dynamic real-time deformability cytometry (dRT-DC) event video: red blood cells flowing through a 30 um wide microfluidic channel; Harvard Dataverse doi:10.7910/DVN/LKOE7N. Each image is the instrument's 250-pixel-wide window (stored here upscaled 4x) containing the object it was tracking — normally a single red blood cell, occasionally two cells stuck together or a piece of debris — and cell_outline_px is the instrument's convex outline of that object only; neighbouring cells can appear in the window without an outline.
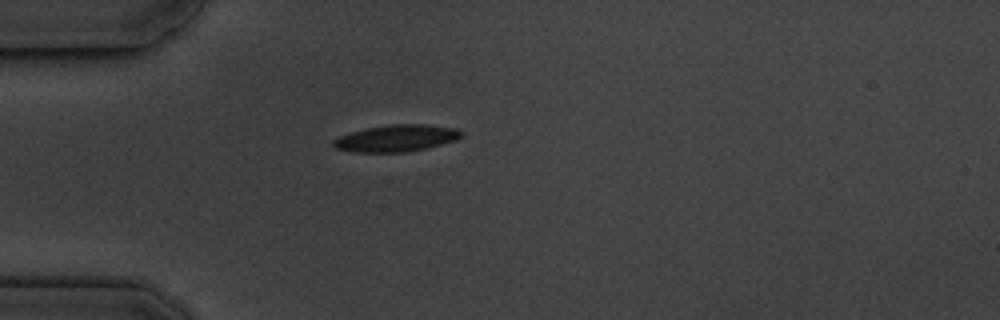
{"species": "common noctule bat (a hibernating species)", "species_latin": "Nyctalus noctula", "temperature_condition": "cold", "stored_images_in_passage": 1, "camera_frame_rate_fps": 3000, "um_per_image_px": 0.085, "animal": {"sex": "male", "body_mass_g": 19.5, "forearm_length_mm": 54.6}, "frame": {"image": 1, "passage_image": 1, "time_ms": 0.0, "image_size_px": [1000, 320], "cell_outline_px": [[464, 132], [456, 140], [428, 148], [408, 152], [352, 152], [336, 148], [332, 144], [332, 140], [340, 136], [352, 132], [368, 128], [392, 124], [424, 124], [456, 128]], "centroid_in_image_um": [33.71, 11.75], "position_along_channel_um": 51.3, "area_um2": 19.94}}